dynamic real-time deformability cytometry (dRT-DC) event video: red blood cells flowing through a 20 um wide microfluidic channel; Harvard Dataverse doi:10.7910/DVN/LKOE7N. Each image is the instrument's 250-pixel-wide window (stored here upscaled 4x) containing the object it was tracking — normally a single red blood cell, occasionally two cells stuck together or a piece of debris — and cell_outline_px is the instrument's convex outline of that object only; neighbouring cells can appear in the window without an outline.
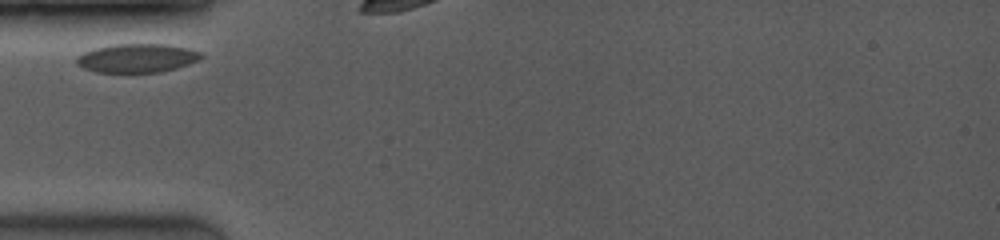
{"species": "common noctule bat (a hibernating species)", "species_latin": "Nyctalus noctula", "temperature_condition": "room temperature", "stored_images_in_passage": 3, "camera_frame_rate_fps": 3500, "um_per_image_px": 0.085, "animal": {"sex": "female", "body_mass_g": 19.0, "forearm_length_mm": 53.3}, "frame": {"image": 1, "passage_image": 1, "time_ms": 0.0, "image_size_px": [1000, 240], "cell_outline_px": [[204, 56], [200, 60], [176, 68], [160, 72], [96, 72], [84, 68], [76, 64], [76, 56], [84, 52], [96, 48], [112, 44], [168, 44], [188, 48], [204, 52]], "centroid_in_image_um": [11.69, 4.93], "position_along_channel_um": 73.3, "area_um2": 21.04}}
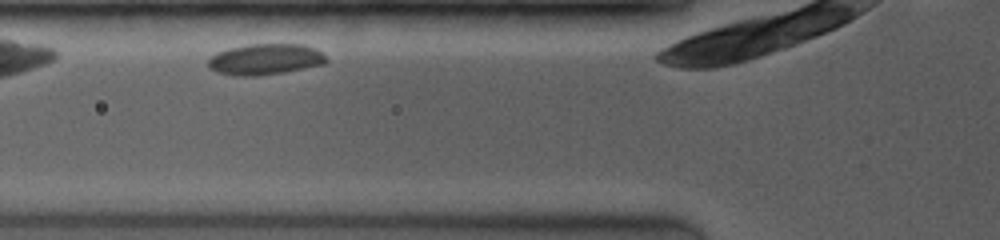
{"frame": {"image": 2, "passage_image": 2, "time_ms": 0.857, "image_size_px": [1000, 240], "cell_outline_px": [[328, 60], [324, 64], [284, 72], [256, 76], [236, 76], [216, 72], [208, 68], [208, 60], [216, 52], [228, 48], [248, 44], [304, 44], [316, 48]], "centroid_in_image_um": [22.51, 5.04], "position_along_channel_um": 103.3, "area_um2": 21.44}}